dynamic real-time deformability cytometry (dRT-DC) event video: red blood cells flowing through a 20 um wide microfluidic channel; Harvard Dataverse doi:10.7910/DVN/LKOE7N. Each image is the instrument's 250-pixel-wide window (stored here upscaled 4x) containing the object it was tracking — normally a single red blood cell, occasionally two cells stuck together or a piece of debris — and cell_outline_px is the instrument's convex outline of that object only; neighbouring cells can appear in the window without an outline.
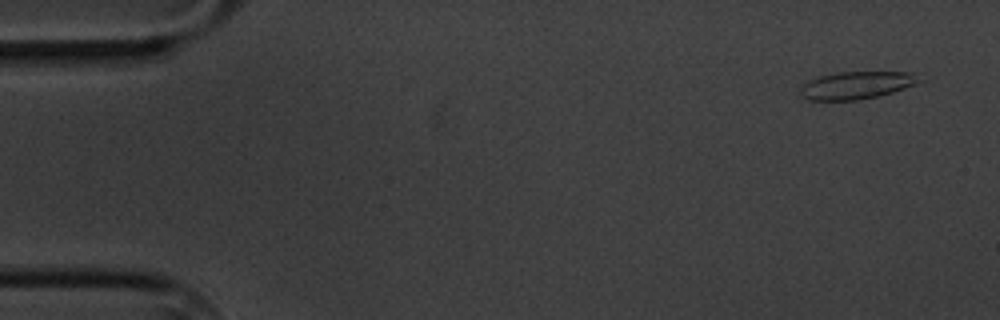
{"species": "common noctule bat (a hibernating species)", "species_latin": "Nyctalus noctula", "temperature_condition": "cold", "stored_images_in_passage": 5, "camera_frame_rate_fps": 3000, "um_per_image_px": 0.085, "animal": {"sex": "male", "body_mass_g": 20.1, "forearm_length_mm": 53.5}, "frame": {"image": 1, "passage_image": 1, "time_ms": 0.0, "image_size_px": [1000, 320], "cell_outline_px": [[928, 80], [880, 96], [856, 100], [808, 100], [800, 92], [800, 88], [808, 80], [820, 76], [840, 72], [916, 72]], "centroid_in_image_um": [72.92, 7.23], "position_along_channel_um": 12.1, "area_um2": 19.31}}
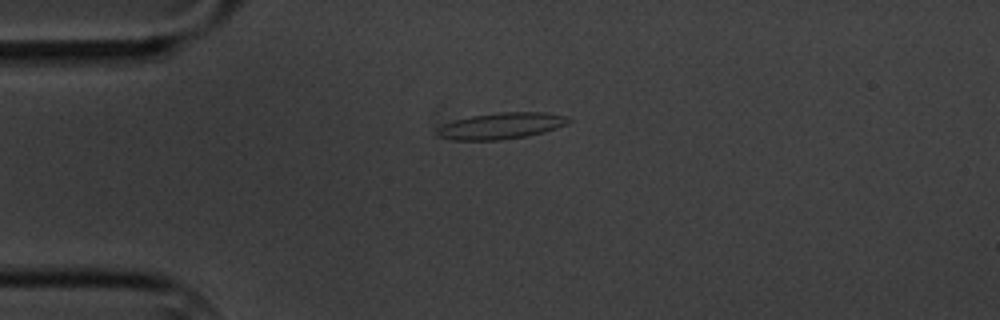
{"frame": {"image": 2, "passage_image": 4, "time_ms": 3.667, "image_size_px": [1000, 320], "cell_outline_px": [[572, 120], [568, 124], [544, 132], [528, 136], [500, 140], [452, 140], [436, 136], [436, 128], [452, 120], [472, 116], [500, 112], [544, 112], [568, 116]], "centroid_in_image_um": [42.59, 10.7], "position_along_channel_um": 42.4, "area_um2": 20.4}}